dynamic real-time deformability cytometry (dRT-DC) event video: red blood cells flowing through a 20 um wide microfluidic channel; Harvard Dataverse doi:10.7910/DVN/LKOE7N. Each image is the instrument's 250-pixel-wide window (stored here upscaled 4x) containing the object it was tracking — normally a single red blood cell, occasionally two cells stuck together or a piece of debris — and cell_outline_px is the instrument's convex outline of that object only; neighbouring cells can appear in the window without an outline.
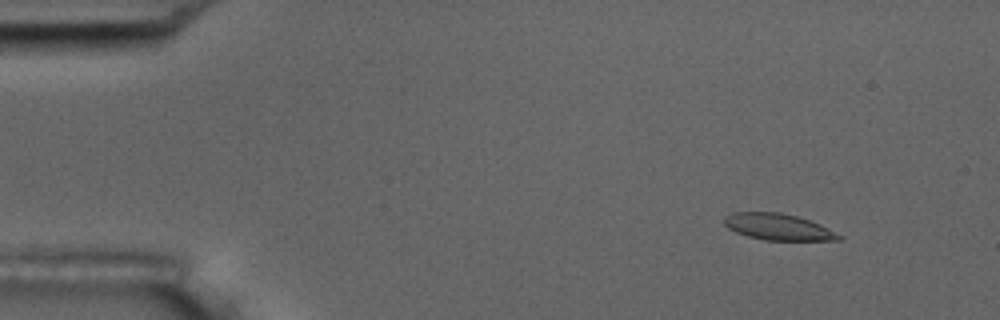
{"species": "common noctule bat (a hibernating species)", "species_latin": "Nyctalus noctula", "temperature_condition": "room temperature", "stored_images_in_passage": 5, "camera_frame_rate_fps": 3000, "um_per_image_px": 0.085, "animal": {"sex": "male", "body_mass_g": 17.5, "forearm_length_mm": 52.3}, "frame": {"image": 1, "passage_image": 2, "time_ms": 1.333, "image_size_px": [1000, 320], "cell_outline_px": [[844, 236], [840, 240], [764, 240], [748, 236], [736, 232], [728, 228], [724, 224], [724, 216], [732, 212], [780, 212], [796, 216], [820, 224]], "centroid_in_image_um": [66.13, 19.28], "position_along_channel_um": 18.9, "area_um2": 17.63}}
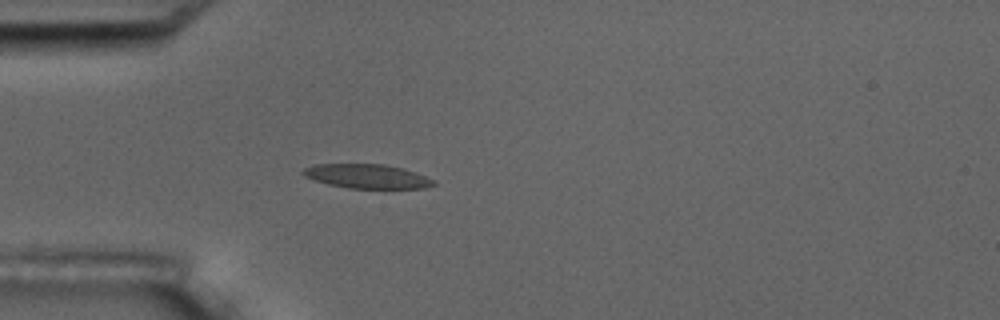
{"frame": {"image": 2, "passage_image": 5, "time_ms": 4.667, "image_size_px": [1000, 320], "cell_outline_px": [[436, 184], [424, 188], [348, 188], [328, 184], [304, 176], [300, 172], [304, 168], [312, 164], [384, 164], [404, 168], [436, 180]], "centroid_in_image_um": [31.2, 14.97], "position_along_channel_um": 53.8, "area_um2": 18.44}}